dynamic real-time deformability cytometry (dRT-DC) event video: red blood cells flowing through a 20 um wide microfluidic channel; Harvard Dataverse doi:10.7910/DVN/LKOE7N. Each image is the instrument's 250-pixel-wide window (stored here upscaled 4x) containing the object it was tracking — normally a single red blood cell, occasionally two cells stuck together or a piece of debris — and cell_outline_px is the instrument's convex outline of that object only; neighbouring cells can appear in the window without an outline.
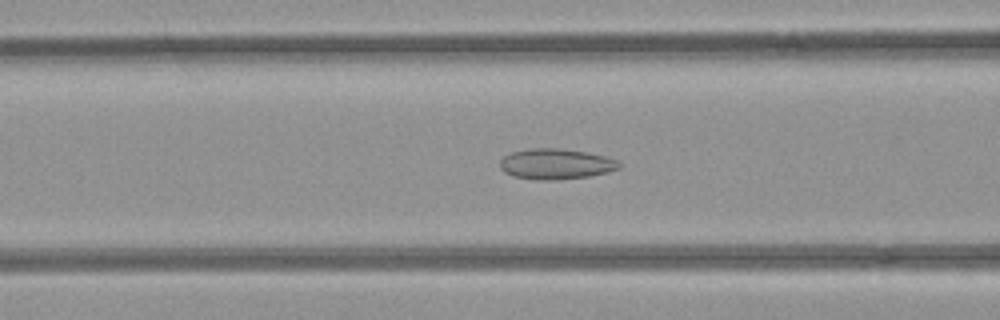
{"species": "common noctule bat (a hibernating species)", "species_latin": "Nyctalus noctula", "temperature_condition": "room temperature", "stored_images_in_passage": 39, "camera_frame_rate_fps": 3000, "um_per_image_px": 0.085, "animal": {"sex": "female", "body_mass_g": 21.9}, "frame": {"image": 1, "passage_image": 7, "time_ms": 2.0, "image_size_px": [1000, 320], "cell_outline_px": [[620, 168], [608, 172], [588, 176], [552, 180], [536, 180], [512, 176], [504, 172], [500, 168], [500, 160], [504, 156], [512, 152], [532, 148], [560, 148], [588, 152], [604, 156], [616, 160], [620, 164]], "centroid_in_image_um": [47.22, 13.94], "position_along_channel_um": 119.4, "area_um2": 21.21}}
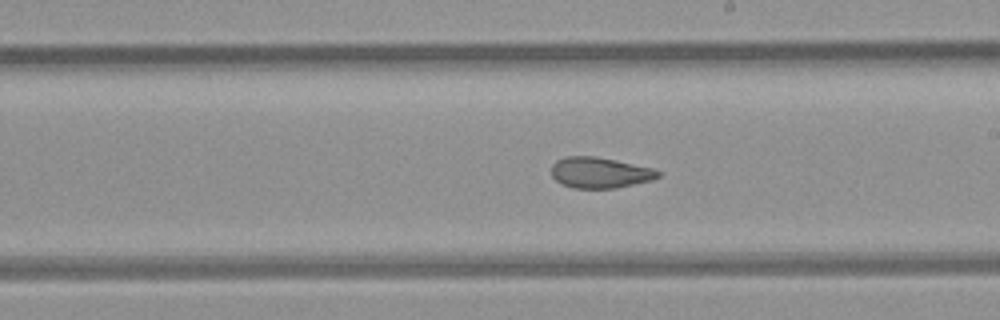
{"frame": {"image": 2, "passage_image": 16, "time_ms": 5.0, "image_size_px": [1000, 320], "cell_outline_px": [[660, 176], [652, 180], [616, 188], [572, 188], [556, 180], [552, 176], [552, 164], [556, 160], [568, 156], [596, 156], [616, 160], [652, 168], [660, 172]], "centroid_in_image_um": [50.99, 14.67], "position_along_channel_um": 238.0, "area_um2": 19.07}}
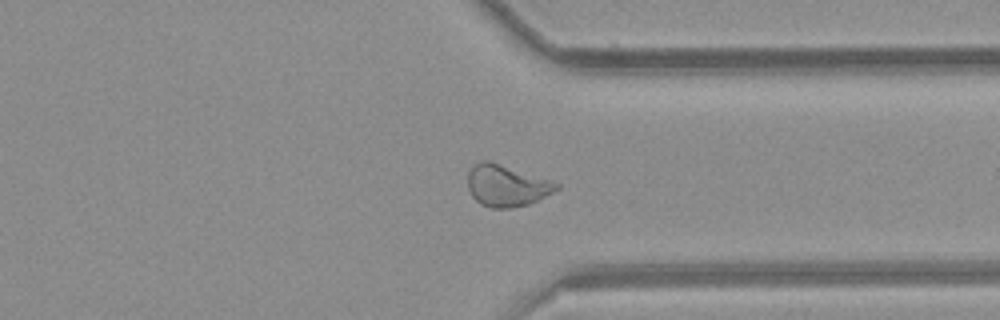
{"frame": {"image": 3, "passage_image": 26, "time_ms": 8.333, "image_size_px": [1000, 320], "cell_outline_px": [[560, 188], [528, 204], [512, 208], [492, 208], [480, 204], [472, 196], [468, 188], [468, 172], [472, 164], [480, 160], [488, 160], [552, 180], [560, 184]], "centroid_in_image_um": [43.03, 15.76], "position_along_channel_um": 368.4, "area_um2": 21.56}, "authors_computed_cell_mechanics": {"area_um2": 20.519, "velocity_mm_per_s": 3.9442, "shape_relaxation_time_tau1_ms": null, "shape_relaxation_time_tau2_ms": 1.7776, "deformation_change_tau1": null, "deformation_change_tau2": 0.0729}}